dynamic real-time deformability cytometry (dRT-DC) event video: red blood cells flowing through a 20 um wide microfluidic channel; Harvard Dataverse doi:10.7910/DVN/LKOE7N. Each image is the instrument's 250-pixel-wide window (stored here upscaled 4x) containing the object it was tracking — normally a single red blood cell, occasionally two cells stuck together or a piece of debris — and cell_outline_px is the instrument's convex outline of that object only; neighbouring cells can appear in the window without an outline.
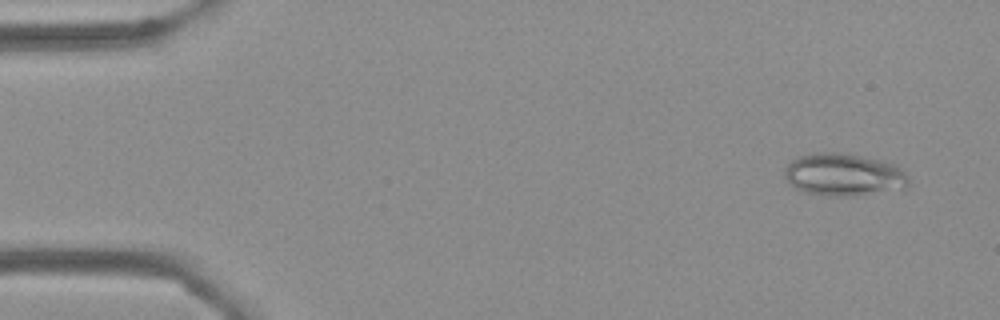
{"species": "Egyptian fruit bat (a non-hibernating species)", "species_latin": "Rousettus aegyptiacus", "temperature_condition": "cold", "stored_images_in_passage": 56, "camera_frame_rate_fps": 3000, "um_per_image_px": 0.085, "frame": {"image": 1, "passage_image": 4, "time_ms": 1.0, "image_size_px": [1000, 320], "cell_outline_px": [[908, 184], [904, 188], [852, 196], [828, 196], [804, 192], [796, 188], [784, 176], [784, 168], [792, 160], [800, 156], [812, 152], [848, 152], [884, 160], [896, 164], [908, 176]], "centroid_in_image_um": [71.72, 14.82], "position_along_channel_um": 13.3, "area_um2": 31.04}}
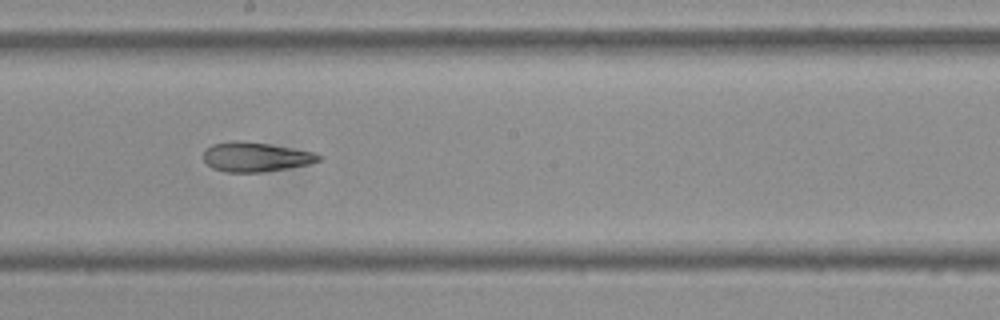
{"frame": {"image": 2, "passage_image": 31, "time_ms": 10.0, "image_size_px": [1000, 320], "cell_outline_px": [[324, 160], [308, 164], [288, 168], [260, 172], [224, 172], [212, 168], [204, 160], [204, 152], [212, 144], [232, 140], [236, 140], [268, 144], [312, 152], [324, 156]], "centroid_in_image_um": [21.74, 13.34], "position_along_channel_um": 226.5, "area_um2": 19.71}}
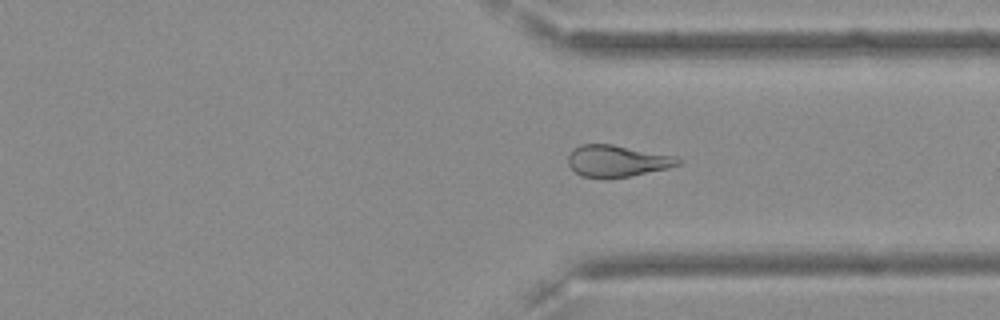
{"frame": {"image": 3, "passage_image": 42, "time_ms": 13.667, "image_size_px": [1000, 320], "cell_outline_px": [[684, 160], [680, 164], [668, 168], [632, 176], [608, 180], [604, 180], [580, 176], [568, 164], [568, 156], [572, 148], [580, 144], [612, 144], [676, 156]], "centroid_in_image_um": [52.44, 13.71], "position_along_channel_um": 359.0, "area_um2": 20.87}, "authors_computed_cell_mechanics": {"area_um2": 21.9062, "velocity_mm_per_s": 3.6115, "shape_relaxation_time_tau1_ms": null, "shape_relaxation_time_tau2_ms": 5.5933, "deformation_change_tau1": null, "deformation_change_tau2": 0.1285}}